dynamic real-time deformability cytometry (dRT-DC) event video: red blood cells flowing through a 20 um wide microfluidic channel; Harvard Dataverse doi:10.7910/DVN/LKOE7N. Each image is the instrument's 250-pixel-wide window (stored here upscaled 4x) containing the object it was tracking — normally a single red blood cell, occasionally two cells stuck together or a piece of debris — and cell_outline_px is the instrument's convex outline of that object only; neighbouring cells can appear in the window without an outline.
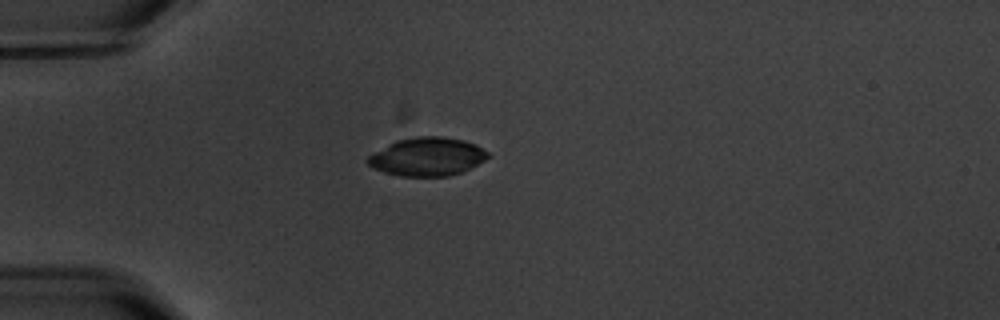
{"species": "common noctule bat (a hibernating species)", "species_latin": "Nyctalus noctula", "temperature_condition": "warm", "stored_images_in_passage": 2, "camera_frame_rate_fps": 3000, "um_per_image_px": 0.085, "animal": {"sex": "male", "body_mass_g": 20.1, "forearm_length_mm": 53.5}, "frame": {"image": 1, "passage_image": 1, "time_ms": 0.0, "image_size_px": [1000, 320], "cell_outline_px": [[492, 156], [460, 172], [448, 176], [400, 176], [384, 172], [368, 164], [368, 156], [388, 144], [396, 140], [416, 136], [444, 136], [464, 140], [476, 144], [488, 152]], "centroid_in_image_um": [36.34, 13.3], "position_along_channel_um": 48.7, "area_um2": 26.7}}